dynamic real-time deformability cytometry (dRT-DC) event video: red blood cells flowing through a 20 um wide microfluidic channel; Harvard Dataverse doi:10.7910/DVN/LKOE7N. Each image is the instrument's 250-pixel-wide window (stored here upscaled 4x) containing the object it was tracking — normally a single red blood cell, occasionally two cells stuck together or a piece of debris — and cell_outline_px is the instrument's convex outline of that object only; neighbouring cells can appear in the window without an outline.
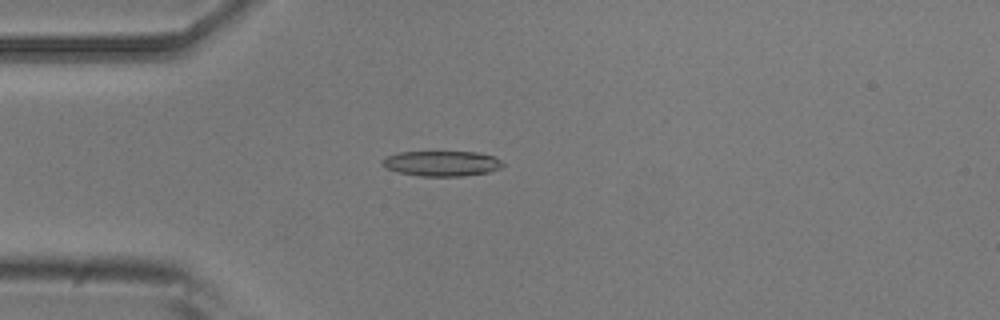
{"species": "common noctule bat (a hibernating species)", "species_latin": "Nyctalus noctula", "temperature_condition": "room temperature", "stored_images_in_passage": 5, "camera_frame_rate_fps": 3000, "um_per_image_px": 0.085, "animal": {"sex": "male", "body_mass_g": 20.5, "forearm_length_mm": 52.5}, "frame": {"image": 1, "passage_image": 4, "time_ms": 3.333, "image_size_px": [1000, 320], "cell_outline_px": [[504, 164], [500, 168], [488, 172], [464, 176], [420, 176], [400, 172], [384, 168], [380, 164], [380, 160], [384, 156], [400, 152], [476, 152], [496, 156]], "centroid_in_image_um": [37.51, 13.89], "position_along_channel_um": 47.5, "area_um2": 17.92}}